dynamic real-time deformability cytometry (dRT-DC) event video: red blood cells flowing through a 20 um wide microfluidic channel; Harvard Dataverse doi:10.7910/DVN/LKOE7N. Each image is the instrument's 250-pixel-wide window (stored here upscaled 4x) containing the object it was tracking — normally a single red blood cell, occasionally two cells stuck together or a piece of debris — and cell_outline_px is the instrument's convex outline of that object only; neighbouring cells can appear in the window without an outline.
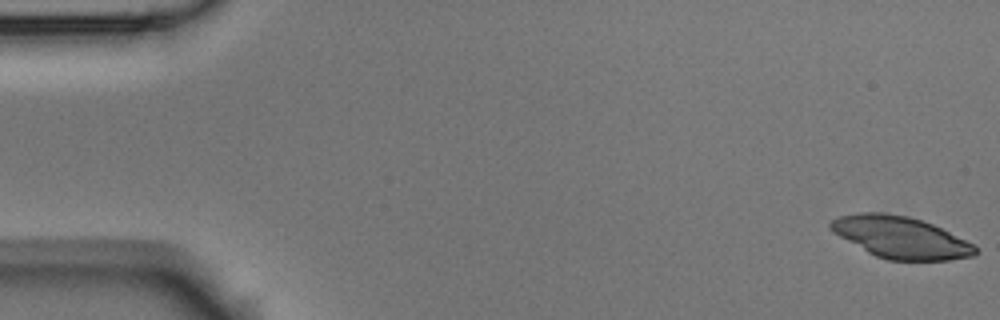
{"species": "Egyptian fruit bat (a non-hibernating species)", "species_latin": "Rousettus aegyptiacus", "temperature_condition": "room temperature", "stored_images_in_passage": 56, "camera_frame_rate_fps": 3000, "um_per_image_px": 0.085, "animal": {"sex": "male"}, "frame": {"image": 1, "passage_image": 1, "time_ms": 0.0, "image_size_px": [1000, 320], "cell_outline_px": [[976, 252], [972, 256], [948, 260], [888, 260], [876, 256], [868, 252], [832, 232], [828, 228], [828, 224], [836, 216], [856, 212], [884, 212], [908, 216], [932, 224], [976, 244]], "centroid_in_image_um": [76.52, 20.16], "position_along_channel_um": 8.5, "area_um2": 35.26}}